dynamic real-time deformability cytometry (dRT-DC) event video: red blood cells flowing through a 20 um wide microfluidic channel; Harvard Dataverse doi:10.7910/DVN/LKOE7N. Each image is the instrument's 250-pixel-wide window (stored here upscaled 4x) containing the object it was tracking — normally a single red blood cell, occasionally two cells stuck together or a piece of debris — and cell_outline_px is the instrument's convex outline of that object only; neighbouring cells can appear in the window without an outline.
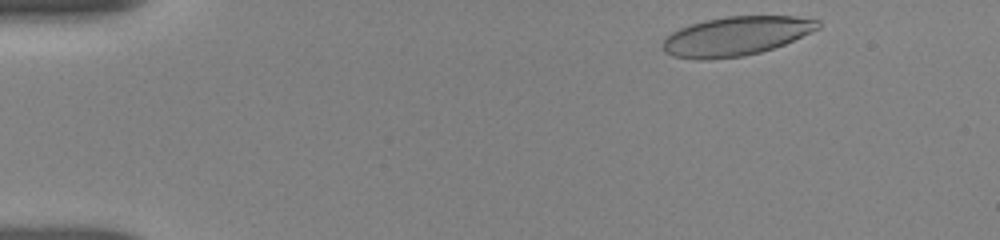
{"species": "human", "species_latin": "Homo sapiens", "temperature_condition": "room temperature", "stored_images_in_passage": 43, "camera_frame_rate_fps": 3000, "um_per_image_px": 0.085, "donor": {"sex": "female"}, "frame": {"image": 1, "passage_image": 3, "time_ms": 0.333, "image_size_px": [1000, 240], "cell_outline_px": [[820, 28], [784, 44], [760, 52], [744, 56], [700, 60], [696, 60], [672, 56], [664, 52], [664, 40], [672, 32], [680, 28], [704, 20], [728, 16], [796, 16], [820, 20]], "centroid_in_image_um": [62.57, 3.07], "position_along_channel_um": 22.4, "area_um2": 35.2}}
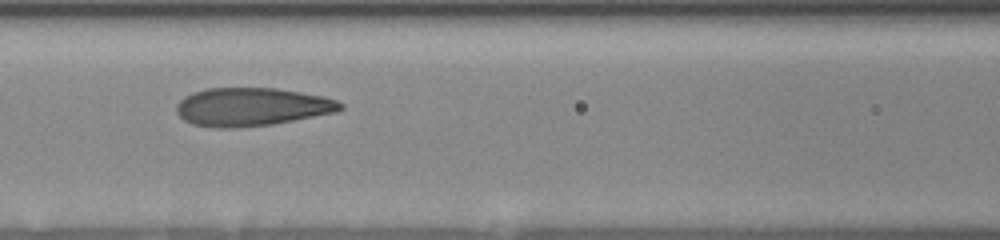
{"frame": {"image": 2, "passage_image": 26, "time_ms": 6.0, "image_size_px": [1000, 240], "cell_outline_px": [[344, 108], [336, 112], [272, 124], [240, 128], [212, 128], [192, 124], [184, 120], [176, 112], [176, 104], [184, 96], [192, 92], [204, 88], [276, 88], [324, 96], [336, 100], [344, 104]], "centroid_in_image_um": [21.36, 9.08], "position_along_channel_um": 145.2, "area_um2": 36.82}}
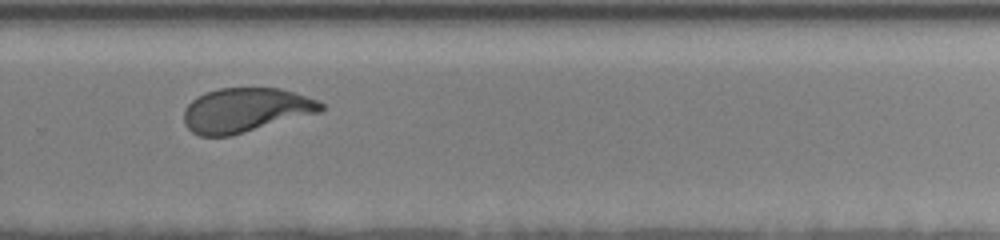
{"frame": {"image": 3, "passage_image": 42, "time_ms": 10.333, "image_size_px": [1000, 240], "cell_outline_px": [[324, 108], [320, 112], [232, 136], [200, 136], [192, 132], [184, 124], [184, 108], [192, 100], [204, 92], [220, 88], [280, 88], [320, 100], [324, 104]], "centroid_in_image_um": [20.87, 9.36], "position_along_channel_um": 308.9, "area_um2": 35.6}}